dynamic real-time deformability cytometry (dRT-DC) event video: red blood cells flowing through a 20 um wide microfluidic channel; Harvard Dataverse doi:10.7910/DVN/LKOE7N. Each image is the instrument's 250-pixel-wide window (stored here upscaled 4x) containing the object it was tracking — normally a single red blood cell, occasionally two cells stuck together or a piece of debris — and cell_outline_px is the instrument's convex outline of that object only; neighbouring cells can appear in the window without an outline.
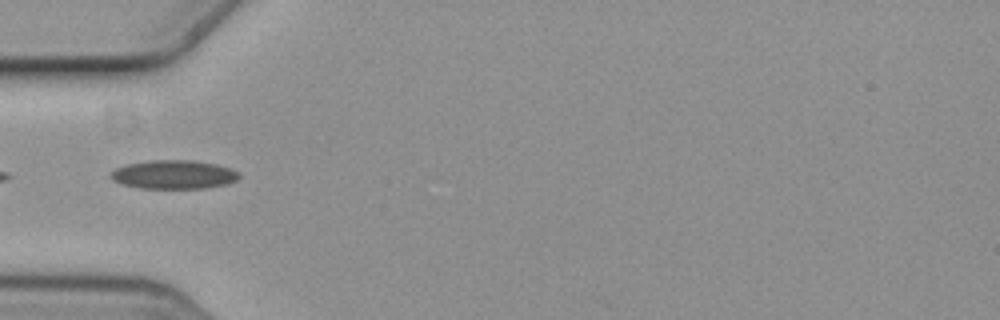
{"species": "common noctule bat (a hibernating species)", "species_latin": "Nyctalus noctula", "temperature_condition": "cold", "stored_images_in_passage": 7, "camera_frame_rate_fps": 3000, "um_per_image_px": 0.085, "animal": {"sex": "female", "body_mass_g": 19.3, "forearm_length_mm": 54.1}, "frame": {"image": 1, "passage_image": 6, "time_ms": 1.667, "image_size_px": [1000, 320], "cell_outline_px": [[240, 176], [236, 180], [228, 184], [208, 188], [140, 188], [124, 184], [112, 180], [108, 176], [116, 168], [128, 164], [152, 160], [192, 160], [216, 164], [232, 168], [240, 172]], "centroid_in_image_um": [14.82, 14.83], "position_along_channel_um": 70.2, "area_um2": 21.56}}